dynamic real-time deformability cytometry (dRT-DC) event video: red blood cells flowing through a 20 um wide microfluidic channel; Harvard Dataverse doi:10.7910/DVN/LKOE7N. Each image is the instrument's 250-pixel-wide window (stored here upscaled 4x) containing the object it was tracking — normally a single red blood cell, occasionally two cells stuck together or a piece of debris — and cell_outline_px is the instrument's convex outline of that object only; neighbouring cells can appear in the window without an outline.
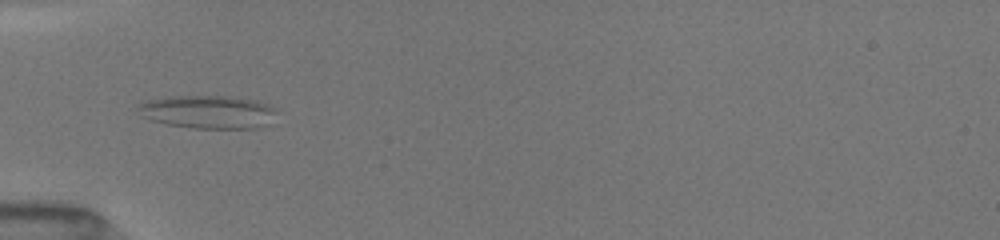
{"species": "common noctule bat (a hibernating species)", "species_latin": "Nyctalus noctula", "temperature_condition": "room temperature", "stored_images_in_passage": 19, "camera_frame_rate_fps": 3000, "um_per_image_px": 0.085, "animal": {"sex": "female", "body_mass_g": 19.5, "forearm_length_mm": 54.1}, "frame": {"image": 1, "passage_image": 16, "time_ms": 6.333, "image_size_px": [1000, 240], "cell_outline_px": [[264, 108], [248, 128], [192, 128], [168, 124], [152, 120], [144, 116], [144, 104], [160, 100], [180, 96], [228, 96], [248, 100]], "centroid_in_image_um": [17.33, 9.51], "position_along_channel_um": 67.7, "area_um2": 22.77}}
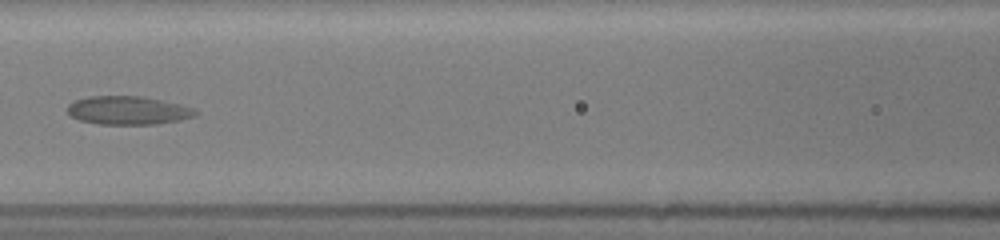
{"frame": {"image": 2, "passage_image": 19, "time_ms": 8.667, "image_size_px": [1000, 240], "cell_outline_px": [[196, 112], [192, 116], [176, 120], [156, 124], [100, 124], [80, 120], [72, 116], [68, 112], [68, 108], [76, 100], [88, 96], [136, 96], [156, 100], [188, 108]], "centroid_in_image_um": [10.75, 9.39], "position_along_channel_um": 155.8, "area_um2": 20.11}}